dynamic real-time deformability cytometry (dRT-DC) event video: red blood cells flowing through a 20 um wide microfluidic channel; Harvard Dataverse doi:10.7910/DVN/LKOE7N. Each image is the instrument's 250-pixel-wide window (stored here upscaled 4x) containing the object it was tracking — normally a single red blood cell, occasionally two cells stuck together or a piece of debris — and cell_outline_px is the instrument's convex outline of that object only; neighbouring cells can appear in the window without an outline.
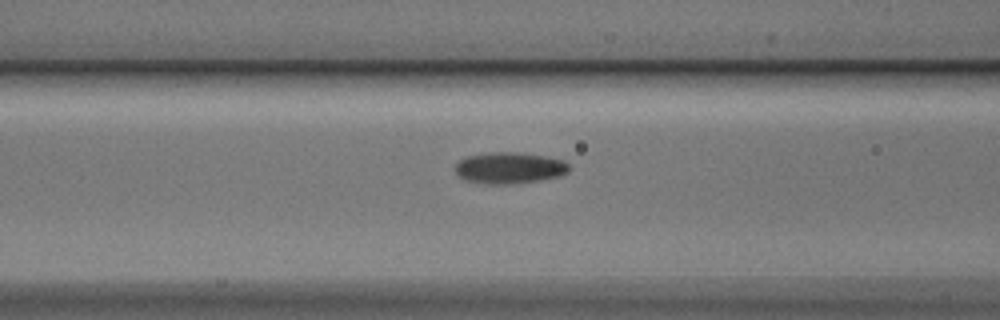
{"species": "Egyptian fruit bat (a non-hibernating species)", "species_latin": "Rousettus aegyptiacus", "temperature_condition": "cold", "stored_images_in_passage": 6, "camera_frame_rate_fps": 3000, "um_per_image_px": 0.085, "animal": {"sex": "male"}, "frame": {"image": 1, "passage_image": 5, "time_ms": 1.333, "image_size_px": [1000, 320], "cell_outline_px": [[568, 172], [560, 176], [540, 180], [512, 184], [484, 184], [464, 180], [452, 168], [460, 160], [468, 156], [492, 152], [520, 152], [544, 156], [564, 160], [568, 164]], "centroid_in_image_um": [43.28, 14.28], "position_along_channel_um": 123.3, "area_um2": 20.92}}